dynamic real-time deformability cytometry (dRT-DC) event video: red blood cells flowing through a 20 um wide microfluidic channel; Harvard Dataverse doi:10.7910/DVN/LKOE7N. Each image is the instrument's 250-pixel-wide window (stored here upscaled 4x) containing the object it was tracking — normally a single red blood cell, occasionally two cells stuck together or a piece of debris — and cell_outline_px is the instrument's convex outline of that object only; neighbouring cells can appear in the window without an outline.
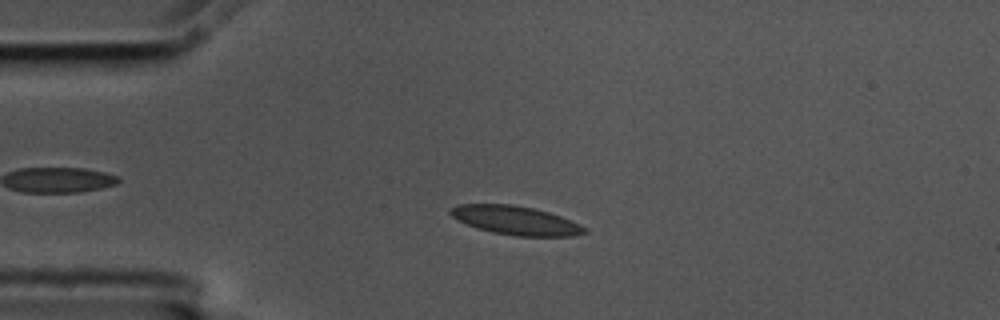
{"species": "common noctule bat (a hibernating species)", "species_latin": "Nyctalus noctula", "temperature_condition": "cold", "stored_images_in_passage": 4, "camera_frame_rate_fps": 3000, "um_per_image_px": 0.085, "animal": {"sex": "male", "body_mass_g": 17.5, "forearm_length_mm": 52.3}, "frame": {"image": 1, "passage_image": 3, "time_ms": 0.667, "image_size_px": [1000, 320], "cell_outline_px": [[588, 232], [572, 236], [516, 236], [492, 232], [476, 228], [456, 220], [448, 212], [456, 204], [512, 204], [532, 208], [548, 212], [560, 216], [580, 224], [588, 228]], "centroid_in_image_um": [43.82, 18.73], "position_along_channel_um": 41.2, "area_um2": 22.54}}